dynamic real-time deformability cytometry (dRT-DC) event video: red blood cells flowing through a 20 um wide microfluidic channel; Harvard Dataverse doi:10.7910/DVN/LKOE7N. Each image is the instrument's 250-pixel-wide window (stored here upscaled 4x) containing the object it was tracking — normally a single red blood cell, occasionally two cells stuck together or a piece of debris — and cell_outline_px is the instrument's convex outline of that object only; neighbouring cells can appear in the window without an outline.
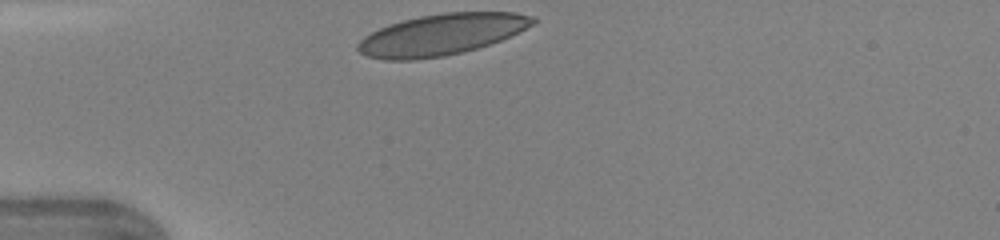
{"species": "human", "species_latin": "Homo sapiens", "temperature_condition": "warm", "stored_images_in_passage": 27, "camera_frame_rate_fps": 3000, "um_per_image_px": 0.085, "donor": {"sex": "female"}, "frame": {"image": 1, "passage_image": 1, "time_ms": 0.0, "image_size_px": [1000, 240], "cell_outline_px": [[536, 20], [532, 24], [500, 40], [476, 48], [444, 56], [412, 60], [384, 60], [368, 56], [360, 52], [356, 48], [356, 44], [364, 36], [388, 24], [420, 16], [444, 12], [516, 12], [536, 16]], "centroid_in_image_um": [37.49, 2.93], "position_along_channel_um": 47.5, "area_um2": 41.67}}
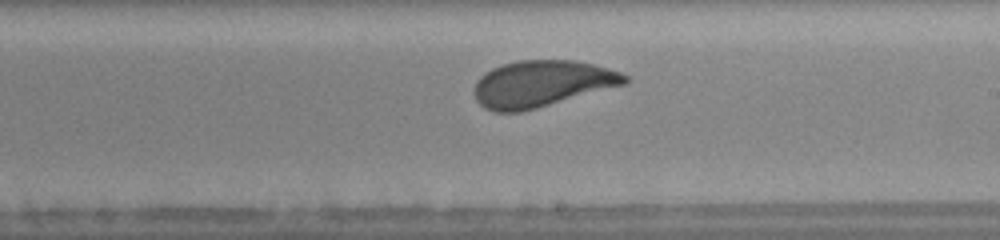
{"frame": {"image": 2, "passage_image": 16, "time_ms": 5.0, "image_size_px": [1000, 240], "cell_outline_px": [[628, 84], [536, 108], [520, 112], [492, 112], [484, 108], [476, 100], [472, 92], [476, 80], [484, 72], [492, 68], [516, 60], [576, 60], [596, 64], [620, 72], [628, 76]], "centroid_in_image_um": [46.04, 7.11], "position_along_channel_um": 243.0, "area_um2": 41.27}}
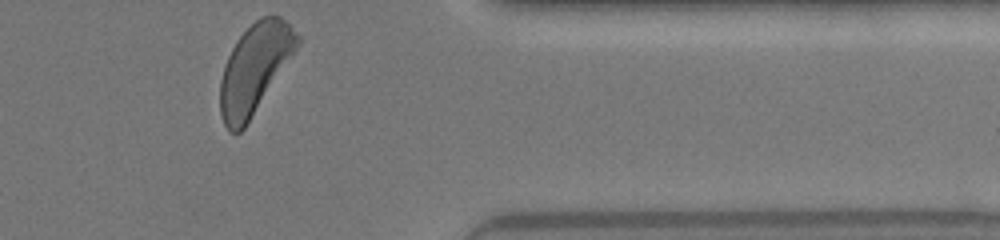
{"frame": {"image": 3, "passage_image": 27, "time_ms": 8.667, "image_size_px": [1000, 240], "cell_outline_px": [[304, 40], [244, 128], [240, 132], [228, 132], [224, 124], [220, 112], [220, 80], [224, 64], [236, 40], [260, 16], [280, 16]], "centroid_in_image_um": [21.67, 5.83], "position_along_channel_um": 389.7, "area_um2": 40.11}, "authors_computed_cell_mechanics": {"area_um2": 41.1536, "velocity_mm_per_s": 4.3385, "shape_relaxation_time_tau1_ms": 3.0437, "shape_relaxation_time_tau2_ms": null, "deformation_change_tau1": 0.1341, "deformation_change_tau2": null}}